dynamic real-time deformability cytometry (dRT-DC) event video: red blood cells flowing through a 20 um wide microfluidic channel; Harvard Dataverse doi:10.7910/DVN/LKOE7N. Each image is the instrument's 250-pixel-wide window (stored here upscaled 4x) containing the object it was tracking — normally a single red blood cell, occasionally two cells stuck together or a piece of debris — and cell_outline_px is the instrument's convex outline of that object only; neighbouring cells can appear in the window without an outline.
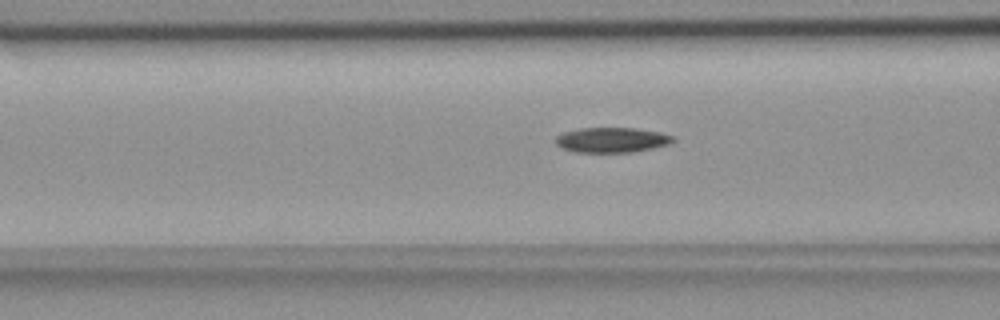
{"species": "common noctule bat (a hibernating species)", "species_latin": "Nyctalus noctula", "temperature_condition": "room temperature", "stored_images_in_passage": 38, "camera_frame_rate_fps": 3000, "um_per_image_px": 0.085, "animal": {"sex": "female", "body_mass_g": 18.4}, "frame": {"image": 1, "passage_image": 15, "time_ms": 4.667, "image_size_px": [1000, 320], "cell_outline_px": [[676, 140], [672, 144], [632, 152], [576, 152], [564, 148], [556, 144], [556, 136], [564, 132], [580, 128], [632, 128], [660, 132], [672, 136]], "centroid_in_image_um": [52.04, 11.89], "position_along_channel_um": 114.6, "area_um2": 17.05}}
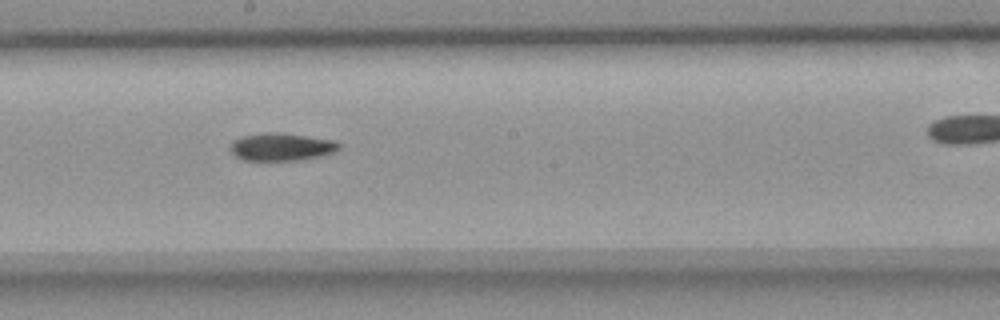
{"frame": {"image": 2, "passage_image": 24, "time_ms": 7.667, "image_size_px": [1000, 320], "cell_outline_px": [[340, 148], [336, 152], [320, 156], [296, 160], [244, 160], [236, 156], [228, 148], [232, 140], [240, 136], [264, 132], [280, 132], [336, 140], [340, 144]], "centroid_in_image_um": [23.91, 12.46], "position_along_channel_um": 224.3, "area_um2": 17.8}}
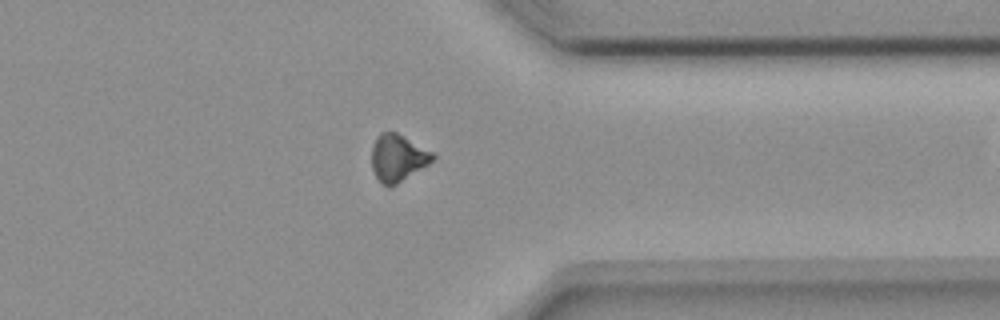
{"frame": {"image": 3, "passage_image": 37, "time_ms": 12.0, "image_size_px": [1000, 320], "cell_outline_px": [[436, 156], [428, 164], [396, 184], [388, 188], [376, 176], [372, 168], [372, 144], [376, 136], [380, 132], [396, 132], [436, 152]], "centroid_in_image_um": [33.82, 13.38], "position_along_channel_um": 377.6, "area_um2": 16.76}}